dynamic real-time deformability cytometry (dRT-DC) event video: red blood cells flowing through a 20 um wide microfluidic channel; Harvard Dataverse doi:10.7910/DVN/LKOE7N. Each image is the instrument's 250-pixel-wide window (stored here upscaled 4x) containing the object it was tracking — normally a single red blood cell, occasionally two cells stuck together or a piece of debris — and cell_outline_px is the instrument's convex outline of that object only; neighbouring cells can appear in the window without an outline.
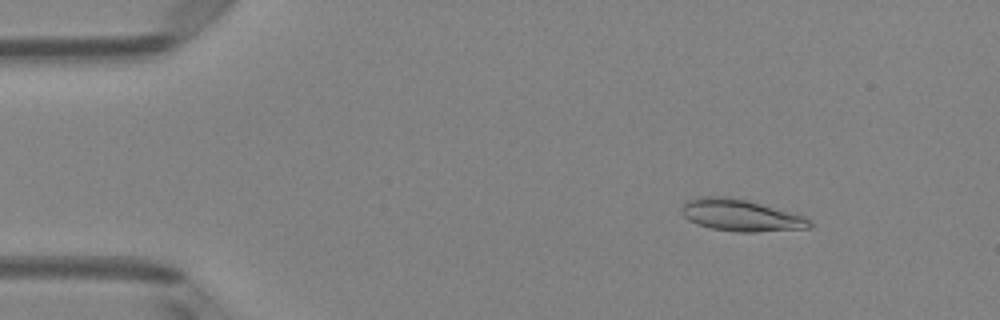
{"species": "Egyptian fruit bat (a non-hibernating species)", "species_latin": "Rousettus aegyptiacus", "temperature_condition": "room temperature", "stored_images_in_passage": 51, "camera_frame_rate_fps": 3000, "um_per_image_px": 0.085, "animal": {"sex": "female"}, "frame": {"image": 1, "passage_image": 7, "time_ms": 2.0, "image_size_px": [1000, 320], "cell_outline_px": [[812, 228], [756, 232], [736, 232], [712, 228], [696, 224], [688, 220], [680, 212], [680, 208], [684, 200], [700, 196], [732, 196], [748, 200], [804, 216], [812, 224]], "centroid_in_image_um": [62.9, 18.28], "position_along_channel_um": 22.1, "area_um2": 24.04}}
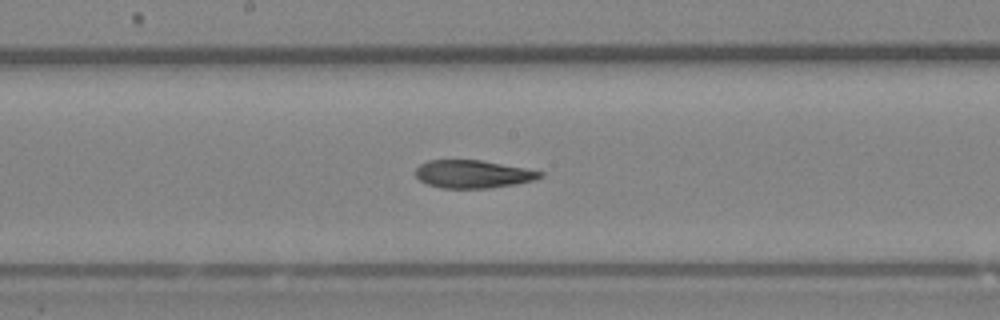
{"frame": {"image": 2, "passage_image": 27, "time_ms": 8.667, "image_size_px": [1000, 320], "cell_outline_px": [[544, 176], [532, 180], [516, 184], [488, 188], [440, 188], [428, 184], [420, 180], [416, 176], [416, 168], [420, 164], [428, 160], [480, 160], [524, 168], [544, 172]], "centroid_in_image_um": [40.18, 14.8], "position_along_channel_um": 208.0, "area_um2": 20.11}}
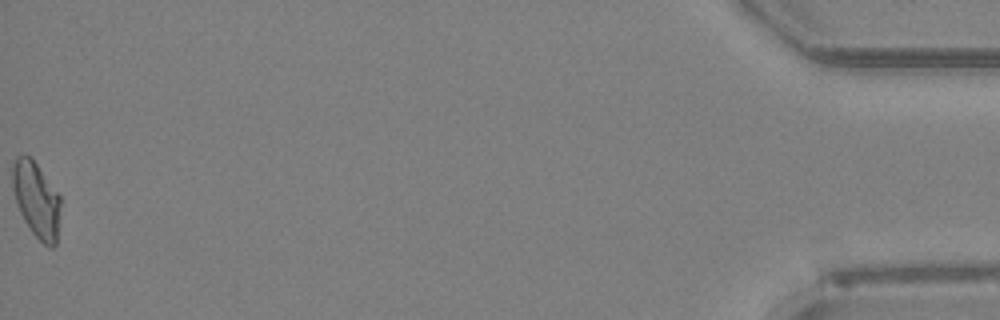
{"frame": {"image": 3, "passage_image": 51, "time_ms": 16.667, "image_size_px": [1000, 320], "cell_outline_px": [[60, 204], [56, 244], [52, 248], [48, 248], [32, 232], [24, 220], [20, 212], [12, 188], [12, 164], [16, 156], [28, 156], [36, 164], [60, 196]], "centroid_in_image_um": [3.08, 16.99], "position_along_channel_um": 432.1, "area_um2": 20.75}, "authors_computed_cell_mechanics": {"area_um2": 21.2126, "velocity_mm_per_s": 4.0316, "shape_relaxation_time_tau1_ms": null, "shape_relaxation_time_tau2_ms": 5.3218, "deformation_change_tau1": null, "deformation_change_tau2": 0.1254}}